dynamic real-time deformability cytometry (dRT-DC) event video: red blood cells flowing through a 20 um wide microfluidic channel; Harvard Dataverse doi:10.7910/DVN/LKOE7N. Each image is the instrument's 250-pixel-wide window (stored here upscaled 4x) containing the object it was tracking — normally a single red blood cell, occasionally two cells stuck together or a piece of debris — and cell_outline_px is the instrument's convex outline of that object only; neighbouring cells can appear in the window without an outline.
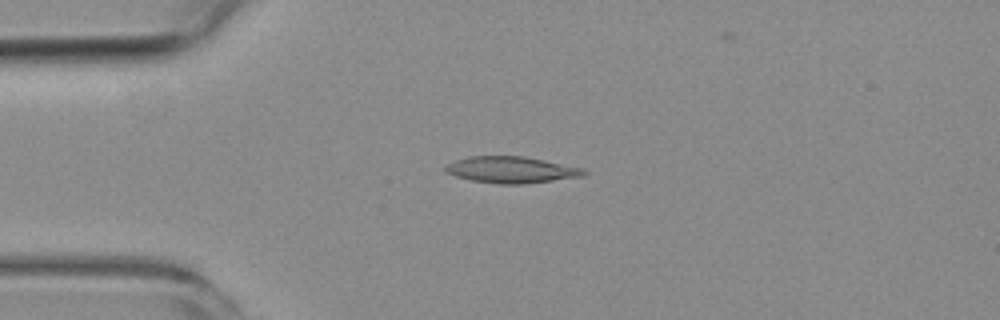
{"species": "common noctule bat (a hibernating species)", "species_latin": "Nyctalus noctula", "temperature_condition": "room temperature", "stored_images_in_passage": 5, "camera_frame_rate_fps": 3000, "um_per_image_px": 0.085, "animal": {"sex": "female", "body_mass_g": 19.3, "forearm_length_mm": 54.1}, "frame": {"image": 1, "passage_image": 4, "time_ms": 3.667, "image_size_px": [1000, 320], "cell_outline_px": [[588, 172], [584, 176], [524, 184], [500, 184], [472, 180], [456, 176], [444, 172], [444, 168], [448, 164], [456, 160], [468, 156], [524, 156], [544, 160], [580, 168]], "centroid_in_image_um": [43.43, 14.43], "position_along_channel_um": 41.6, "area_um2": 21.15}}